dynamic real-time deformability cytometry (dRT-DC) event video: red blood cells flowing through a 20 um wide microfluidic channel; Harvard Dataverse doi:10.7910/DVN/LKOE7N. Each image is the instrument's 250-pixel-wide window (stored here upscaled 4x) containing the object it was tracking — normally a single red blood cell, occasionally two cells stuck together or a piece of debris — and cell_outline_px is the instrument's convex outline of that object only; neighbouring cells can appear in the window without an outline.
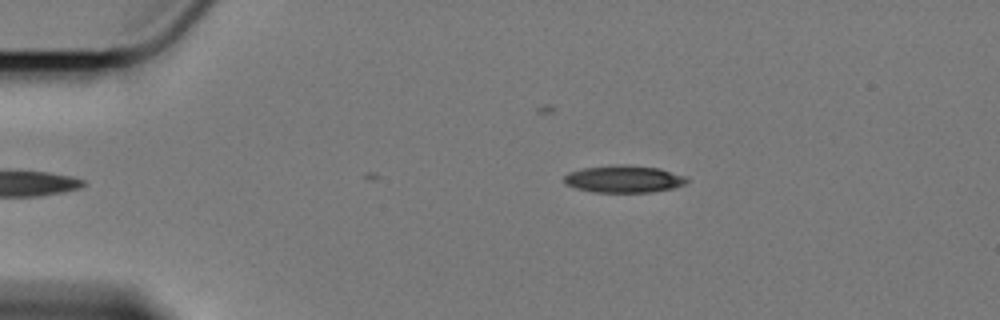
{"species": "Egyptian fruit bat (a non-hibernating species)", "species_latin": "Rousettus aegyptiacus", "temperature_condition": "cold", "stored_images_in_passage": 2, "camera_frame_rate_fps": 3000, "um_per_image_px": 0.085, "animal": {"sex": "female"}, "frame": {"image": 1, "passage_image": 2, "time_ms": 0.333, "image_size_px": [1000, 320], "cell_outline_px": [[688, 180], [684, 184], [672, 188], [652, 192], [592, 192], [576, 188], [564, 184], [564, 176], [568, 172], [584, 168], [624, 164], [628, 164], [660, 168], [684, 176]], "centroid_in_image_um": [53.0, 15.21], "position_along_channel_um": 32.0, "area_um2": 19.42}}